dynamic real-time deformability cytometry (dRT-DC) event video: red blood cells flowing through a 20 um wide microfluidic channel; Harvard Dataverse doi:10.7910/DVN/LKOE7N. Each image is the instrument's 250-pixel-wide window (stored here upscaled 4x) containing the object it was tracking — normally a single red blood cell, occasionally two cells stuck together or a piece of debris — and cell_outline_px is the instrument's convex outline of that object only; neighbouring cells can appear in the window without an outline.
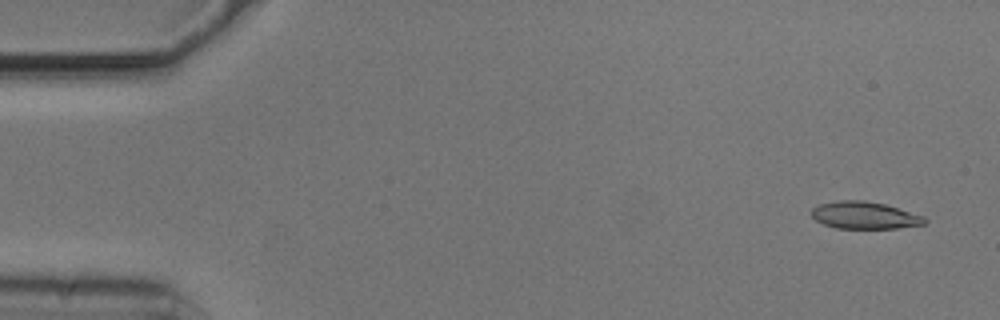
{"species": "common noctule bat (a hibernating species)", "species_latin": "Nyctalus noctula", "temperature_condition": "cold", "stored_images_in_passage": 54, "camera_frame_rate_fps": 3000, "um_per_image_px": 0.085, "animal": {"sex": "male", "body_mass_g": 20.5, "forearm_length_mm": 52.5}, "frame": {"image": 1, "passage_image": 3, "time_ms": 0.667, "image_size_px": [1000, 320], "cell_outline_px": [[928, 220], [924, 224], [896, 228], [836, 228], [824, 224], [816, 220], [812, 216], [812, 208], [820, 204], [836, 200], [864, 200], [884, 204], [924, 216]], "centroid_in_image_um": [73.48, 18.29], "position_along_channel_um": 11.5, "area_um2": 17.8}}
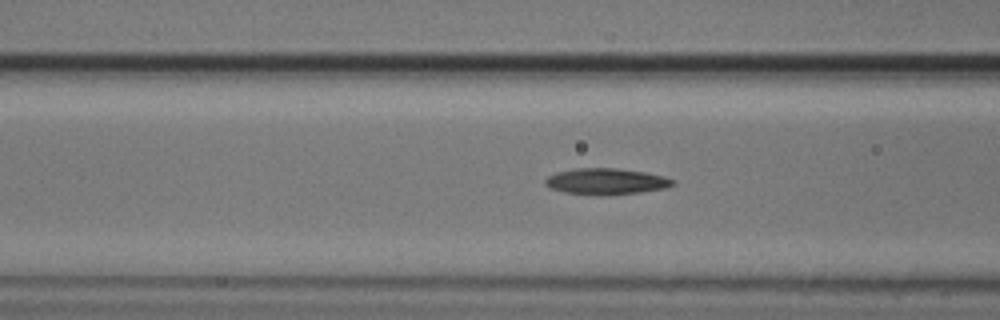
{"frame": {"image": 2, "passage_image": 21, "time_ms": 6.667, "image_size_px": [1000, 320], "cell_outline_px": [[676, 184], [664, 188], [640, 192], [564, 192], [552, 188], [544, 184], [544, 180], [548, 176], [556, 172], [576, 168], [616, 168], [644, 172], [664, 176], [676, 180]], "centroid_in_image_um": [51.55, 15.36], "position_along_channel_um": 115.1, "area_um2": 18.44}}
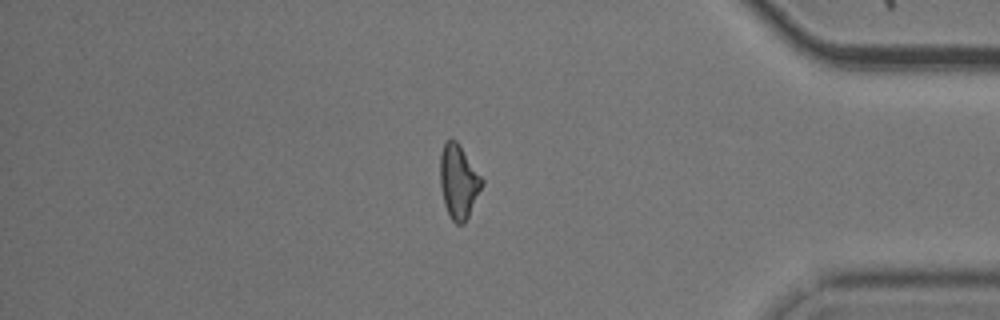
{"frame": {"image": 3, "passage_image": 46, "time_ms": 15.0, "image_size_px": [1000, 320], "cell_outline_px": [[484, 184], [464, 224], [456, 224], [452, 220], [444, 204], [440, 188], [440, 152], [444, 144], [448, 140], [456, 140], [460, 144], [484, 180]], "centroid_in_image_um": [38.98, 15.42], "position_along_channel_um": 396.2, "area_um2": 18.09}, "authors_computed_cell_mechanics": {"area_um2": 18.3515, "velocity_mm_per_s": 3.731, "shape_relaxation_time_tau1_ms": null, "shape_relaxation_time_tau2_ms": 6.3708, "deformation_change_tau1": null, "deformation_change_tau2": 0.1714}}